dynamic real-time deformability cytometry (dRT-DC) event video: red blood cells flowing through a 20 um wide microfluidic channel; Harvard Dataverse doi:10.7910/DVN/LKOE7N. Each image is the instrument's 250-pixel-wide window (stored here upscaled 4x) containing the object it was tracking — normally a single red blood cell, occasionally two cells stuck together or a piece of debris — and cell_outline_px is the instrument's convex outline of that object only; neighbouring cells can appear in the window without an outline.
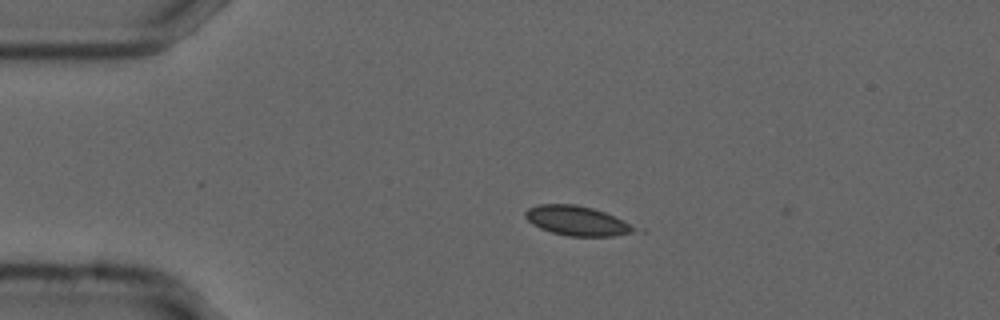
{"species": "common noctule bat (a hibernating species)", "species_latin": "Nyctalus noctula", "temperature_condition": "cold", "stored_images_in_passage": 2, "camera_frame_rate_fps": 3000, "um_per_image_px": 0.085, "animal": {"sex": "male", "forearm_length_mm": 52.5}, "frame": {"image": 1, "passage_image": 1, "time_ms": 0.0, "image_size_px": [1000, 320], "cell_outline_px": [[636, 228], [632, 232], [612, 236], [568, 236], [552, 232], [540, 228], [532, 224], [524, 216], [524, 212], [528, 208], [540, 204], [576, 204], [592, 208], [604, 212], [624, 220]], "centroid_in_image_um": [48.99, 18.75], "position_along_channel_um": 36.0, "area_um2": 18.61}}